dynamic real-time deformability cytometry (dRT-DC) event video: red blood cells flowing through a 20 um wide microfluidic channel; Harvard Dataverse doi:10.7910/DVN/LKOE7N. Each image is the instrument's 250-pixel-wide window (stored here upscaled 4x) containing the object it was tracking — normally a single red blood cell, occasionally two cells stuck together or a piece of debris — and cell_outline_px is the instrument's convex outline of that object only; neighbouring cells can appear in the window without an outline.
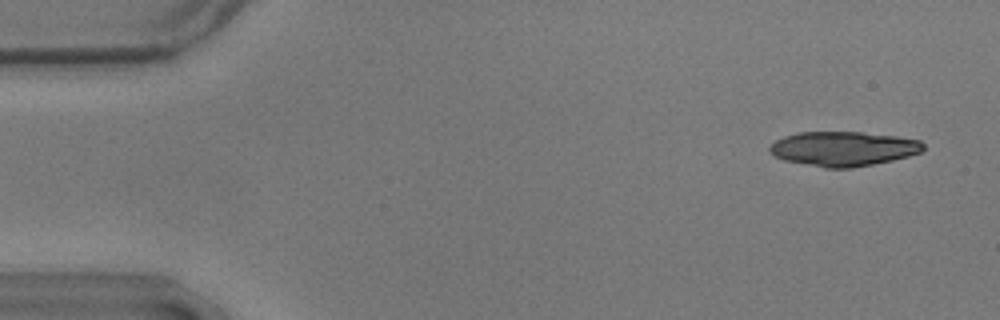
{"species": "common noctule bat (a hibernating species)", "species_latin": "Nyctalus noctula", "temperature_condition": "warm", "stored_images_in_passage": 53, "camera_frame_rate_fps": 3000, "um_per_image_px": 0.085, "animal": {"sex": "male", "body_mass_g": 17.9}, "frame": {"image": 1, "passage_image": 1, "time_ms": 0.0, "image_size_px": [1000, 320], "cell_outline_px": [[924, 148], [920, 152], [908, 156], [892, 160], [852, 168], [824, 168], [784, 160], [772, 156], [768, 152], [768, 148], [776, 140], [784, 136], [800, 132], [860, 132], [896, 136], [920, 140], [924, 144]], "centroid_in_image_um": [71.64, 12.64], "position_along_channel_um": 13.4, "area_um2": 30.98}}
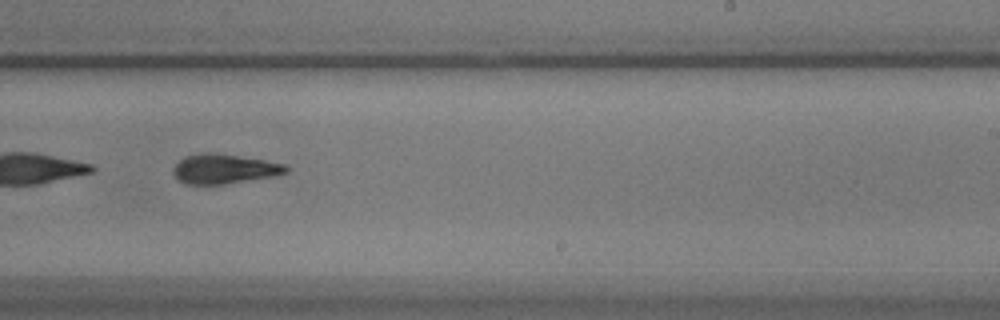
{"frame": {"image": 2, "passage_image": 32, "time_ms": 10.333, "image_size_px": [1000, 320], "cell_outline_px": [[292, 168], [288, 172], [276, 176], [224, 184], [184, 184], [172, 172], [172, 168], [184, 156], [208, 152], [212, 152], [264, 160], [288, 164]], "centroid_in_image_um": [19.11, 14.36], "position_along_channel_um": 269.9, "area_um2": 19.59}}
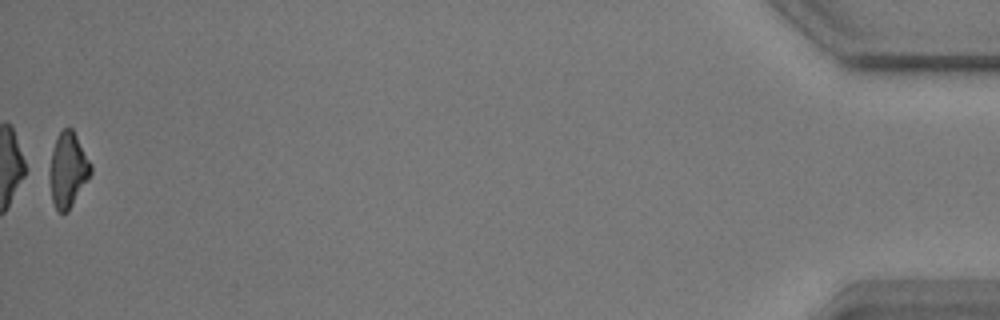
{"frame": {"image": 3, "passage_image": 53, "time_ms": 17.333, "image_size_px": [1000, 320], "cell_outline_px": [[92, 172], [88, 180], [68, 212], [56, 212], [52, 200], [48, 176], [48, 172], [52, 152], [56, 140], [60, 132], [64, 128], [72, 128], [92, 164]], "centroid_in_image_um": [5.77, 14.48], "position_along_channel_um": 429.4, "area_um2": 18.09}, "authors_computed_cell_mechanics": {"area_um2": 20.2878, "velocity_mm_per_s": 3.6298, "shape_relaxation_time_tau1_ms": 2.9066, "shape_relaxation_time_tau2_ms": 6.3913, "deformation_change_tau1": 0.1563, "deformation_change_tau2": 0.1629}}